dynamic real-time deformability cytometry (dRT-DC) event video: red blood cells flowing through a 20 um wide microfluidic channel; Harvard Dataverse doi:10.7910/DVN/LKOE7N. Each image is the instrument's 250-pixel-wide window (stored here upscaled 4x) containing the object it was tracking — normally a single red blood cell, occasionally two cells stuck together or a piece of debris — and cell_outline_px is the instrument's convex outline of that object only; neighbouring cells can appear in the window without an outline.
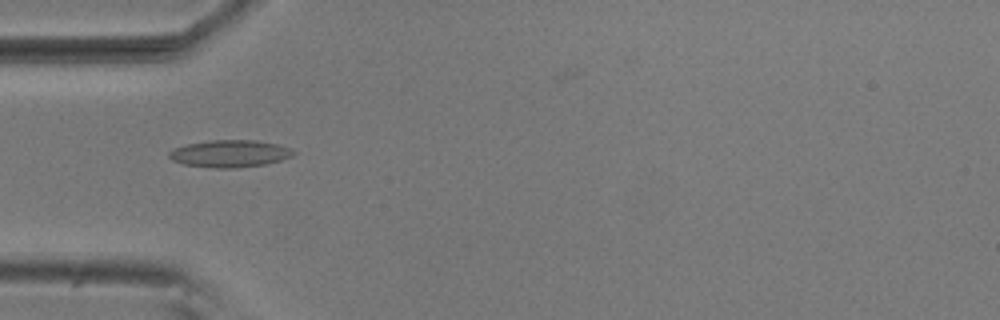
{"species": "common noctule bat (a hibernating species)", "species_latin": "Nyctalus noctula", "temperature_condition": "room temperature", "stored_images_in_passage": 40, "camera_frame_rate_fps": 3000, "um_per_image_px": 0.085, "animal": {"sex": "male", "body_mass_g": 20.5, "forearm_length_mm": 52.5}, "frame": {"image": 1, "passage_image": 3, "time_ms": 0.667, "image_size_px": [1000, 320], "cell_outline_px": [[296, 152], [292, 156], [280, 160], [264, 164], [232, 168], [212, 168], [184, 164], [172, 160], [168, 156], [168, 152], [176, 148], [188, 144], [212, 140], [256, 140], [276, 144], [292, 148]], "centroid_in_image_um": [19.54, 13.05], "position_along_channel_um": 65.5, "area_um2": 19.54}}
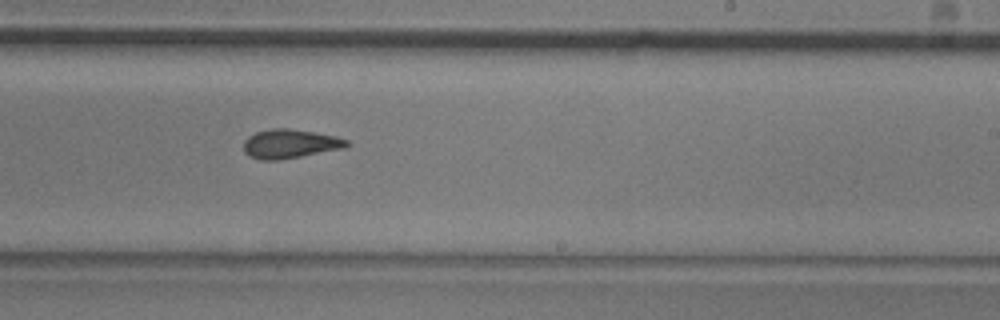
{"frame": {"image": 2, "passage_image": 19, "time_ms": 6.0, "image_size_px": [1000, 320], "cell_outline_px": [[352, 144], [348, 148], [280, 160], [260, 160], [248, 156], [244, 152], [244, 140], [248, 136], [256, 132], [272, 128], [288, 128], [336, 136], [348, 140]], "centroid_in_image_um": [24.68, 12.23], "position_along_channel_um": 264.3, "area_um2": 17.74}}
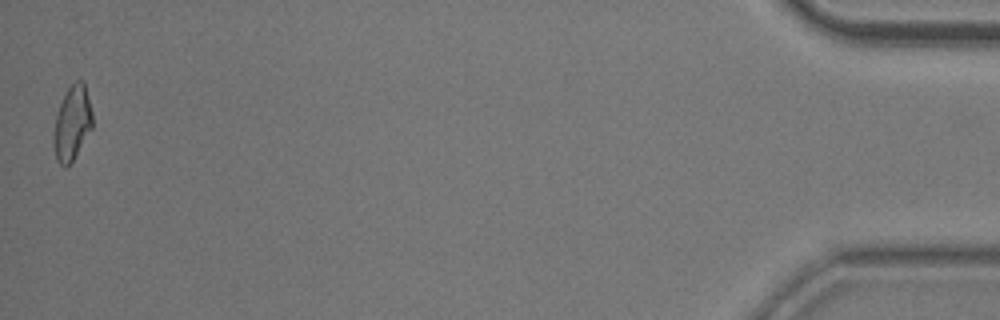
{"frame": {"image": 3, "passage_image": 40, "time_ms": 13.0, "image_size_px": [1000, 320], "cell_outline_px": [[92, 128], [72, 160], [64, 168], [56, 160], [52, 144], [52, 136], [56, 116], [60, 104], [68, 88], [76, 80], [84, 80], [92, 112]], "centroid_in_image_um": [6.11, 10.46], "position_along_channel_um": 429.1, "area_um2": 16.76}, "authors_computed_cell_mechanics": {"area_um2": 17.1088, "velocity_mm_per_s": 3.7167, "shape_relaxation_time_tau1_ms": 10.4226, "shape_relaxation_time_tau2_ms": 2.4896, "deformation_change_tau1": 0.2036, "deformation_change_tau2": 0.0946}}